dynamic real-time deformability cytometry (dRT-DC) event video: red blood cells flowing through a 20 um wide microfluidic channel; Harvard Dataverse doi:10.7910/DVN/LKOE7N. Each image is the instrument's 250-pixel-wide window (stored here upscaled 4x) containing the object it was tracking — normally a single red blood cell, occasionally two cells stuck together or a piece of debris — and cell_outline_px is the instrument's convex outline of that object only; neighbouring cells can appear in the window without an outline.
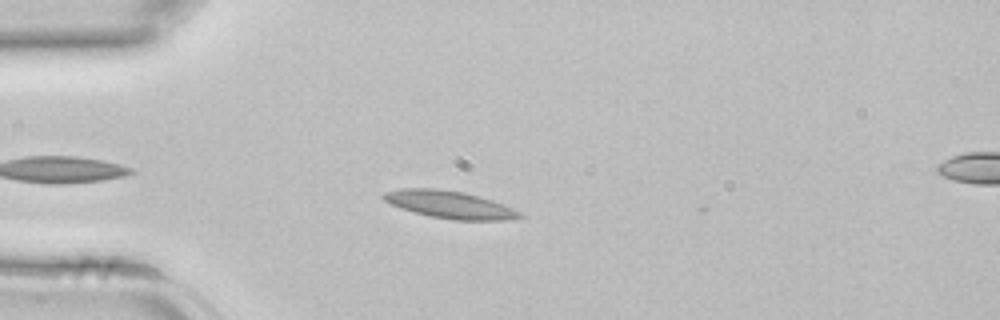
{"species": "common noctule bat (a hibernating species)", "species_latin": "Nyctalus noctula", "temperature_condition": "room temperature", "stored_images_in_passage": 2, "segment_of_instrument_passage": [1, 2], "camera_frame_rate_fps": 3000, "um_per_image_px": 0.085, "animal": {"sex": "female", "body_mass_g": 22.7, "forearm_length_mm": 54.2}, "frame": {"image": 1, "passage_image": 1, "time_ms": 0.0, "image_size_px": [1000, 320], "cell_outline_px": [[524, 216], [504, 220], [452, 220], [428, 216], [392, 204], [384, 200], [380, 196], [384, 192], [404, 188], [436, 188], [464, 192], [480, 196], [492, 200], [512, 208], [520, 212]], "centroid_in_image_um": [38.22, 17.38], "position_along_channel_um": 46.8, "area_um2": 21.62}}